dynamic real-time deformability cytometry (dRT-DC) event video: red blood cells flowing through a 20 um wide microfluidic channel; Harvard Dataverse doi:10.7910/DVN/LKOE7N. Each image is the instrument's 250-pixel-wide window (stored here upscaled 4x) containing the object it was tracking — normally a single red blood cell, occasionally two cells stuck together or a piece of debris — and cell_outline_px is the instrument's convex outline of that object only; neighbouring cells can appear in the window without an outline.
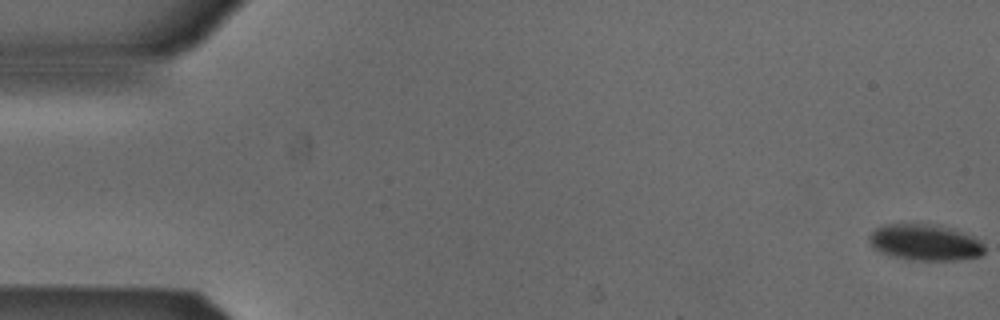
{"species": "Egyptian fruit bat (a non-hibernating species)", "species_latin": "Rousettus aegyptiacus", "temperature_condition": "cold", "stored_images_in_passage": 6, "camera_frame_rate_fps": 3000, "um_per_image_px": 0.085, "animal": {"sex": "male"}, "frame": {"image": 1, "passage_image": 1, "time_ms": 0.0, "image_size_px": [1000, 320], "cell_outline_px": [[984, 252], [980, 256], [960, 260], [908, 260], [888, 256], [872, 248], [868, 240], [868, 236], [876, 228], [884, 224], [932, 224], [948, 228], [972, 236], [980, 240], [984, 244]], "centroid_in_image_um": [78.58, 20.62], "position_along_channel_um": 6.4, "area_um2": 24.51}}
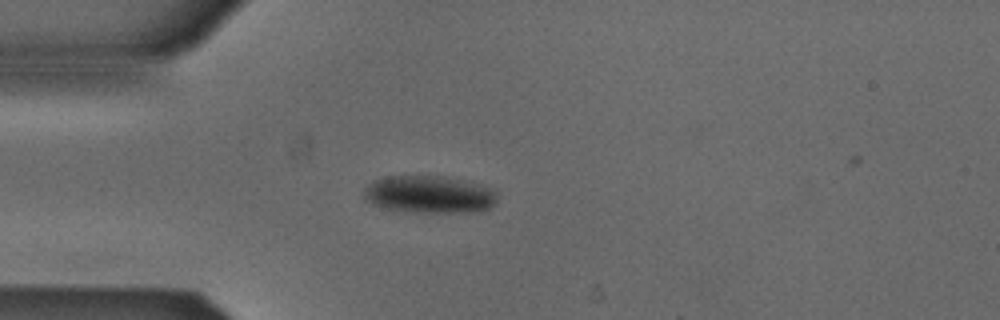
{"frame": {"image": 2, "passage_image": 5, "time_ms": 1.333, "image_size_px": [1000, 320], "cell_outline_px": [[496, 200], [484, 212], [404, 212], [384, 208], [372, 204], [364, 200], [364, 188], [376, 180], [388, 176], [444, 176], [480, 184], [496, 192]], "centroid_in_image_um": [36.47, 16.54], "position_along_channel_um": 48.5, "area_um2": 29.13}}